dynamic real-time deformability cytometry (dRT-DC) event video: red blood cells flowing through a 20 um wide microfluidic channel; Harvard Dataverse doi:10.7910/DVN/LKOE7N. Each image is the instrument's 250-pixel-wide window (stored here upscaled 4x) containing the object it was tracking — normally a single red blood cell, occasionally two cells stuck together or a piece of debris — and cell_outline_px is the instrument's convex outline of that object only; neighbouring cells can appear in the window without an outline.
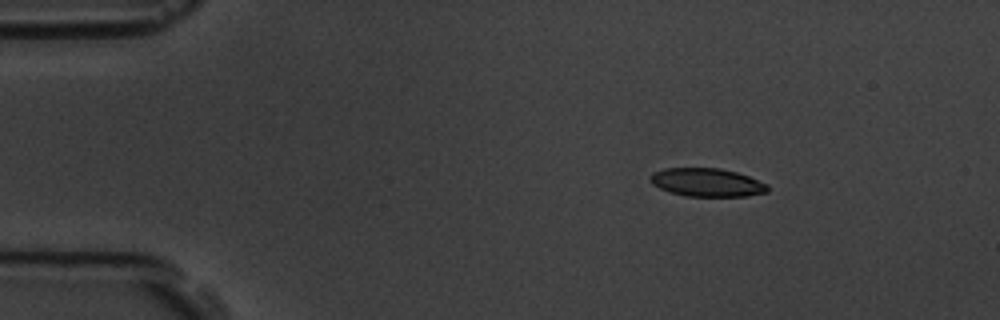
{"species": "common noctule bat (a hibernating species)", "species_latin": "Nyctalus noctula", "temperature_condition": "room temperature", "stored_images_in_passage": 10, "camera_frame_rate_fps": 3000, "um_per_image_px": 0.085, "animal": {"sex": "male", "body_mass_g": 19.5, "forearm_length_mm": 54.6}, "frame": {"image": 1, "passage_image": 1, "time_ms": 0.0, "image_size_px": [1000, 320], "cell_outline_px": [[768, 192], [744, 196], [688, 196], [672, 192], [660, 188], [652, 184], [652, 172], [664, 168], [720, 168], [736, 172], [748, 176], [768, 184]], "centroid_in_image_um": [60.12, 15.5], "position_along_channel_um": 24.9, "area_um2": 19.13}}
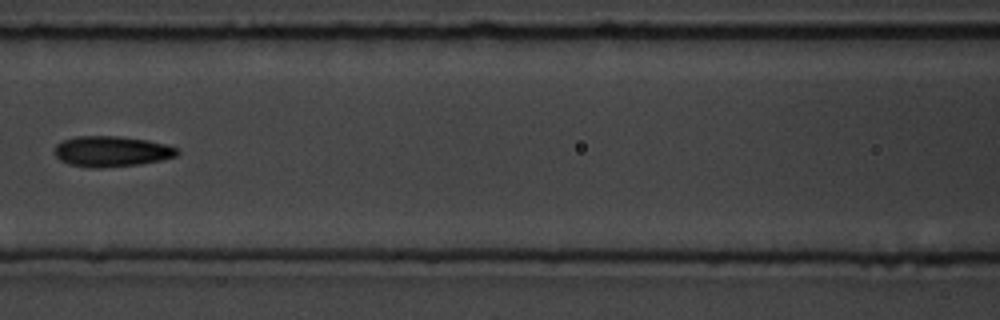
{"frame": {"image": 2, "passage_image": 6, "time_ms": 5.667, "image_size_px": [1000, 320], "cell_outline_px": [[180, 152], [176, 156], [160, 160], [140, 164], [100, 168], [88, 168], [68, 164], [60, 160], [56, 156], [56, 144], [64, 140], [76, 136], [120, 136], [148, 140], [164, 144], [176, 148]], "centroid_in_image_um": [9.47, 12.87], "position_along_channel_um": 157.1, "area_um2": 21.85}}
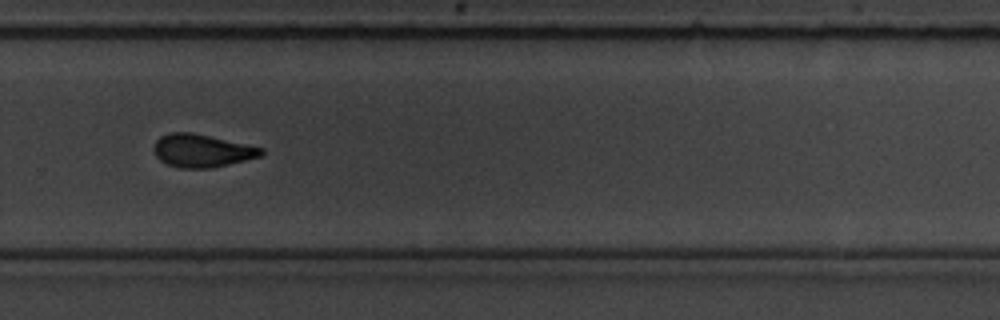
{"frame": {"image": 3, "passage_image": 10, "time_ms": 10.0, "image_size_px": [1000, 320], "cell_outline_px": [[264, 156], [212, 168], [180, 168], [168, 164], [160, 160], [156, 156], [152, 148], [156, 140], [160, 136], [168, 132], [192, 132], [264, 148]], "centroid_in_image_um": [17.16, 12.8], "position_along_channel_um": 312.6, "area_um2": 20.81}}